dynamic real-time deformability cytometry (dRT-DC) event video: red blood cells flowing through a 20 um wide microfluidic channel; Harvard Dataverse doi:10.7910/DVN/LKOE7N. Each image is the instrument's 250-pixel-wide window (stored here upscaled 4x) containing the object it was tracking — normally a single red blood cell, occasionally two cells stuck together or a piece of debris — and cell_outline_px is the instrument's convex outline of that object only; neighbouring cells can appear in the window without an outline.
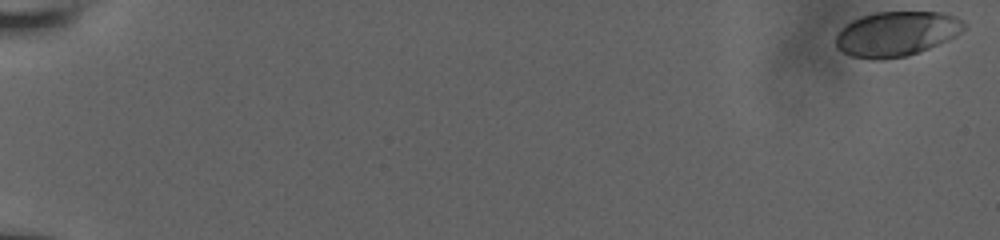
{"species": "human", "species_latin": "Homo sapiens", "temperature_condition": "room temperature", "stored_images_in_passage": 16, "camera_frame_rate_fps": 3000, "um_per_image_px": 0.085, "donor": {"sex": "male"}, "frame": {"image": 1, "passage_image": 1, "time_ms": 0.0, "image_size_px": [1000, 240], "cell_outline_px": [[968, 28], [956, 36], [948, 40], [928, 48], [904, 56], [880, 60], [872, 60], [852, 56], [836, 48], [836, 36], [852, 20], [876, 12], [940, 12], [956, 16], [964, 20]], "centroid_in_image_um": [76.25, 2.87], "position_along_channel_um": 8.7, "area_um2": 33.35}}